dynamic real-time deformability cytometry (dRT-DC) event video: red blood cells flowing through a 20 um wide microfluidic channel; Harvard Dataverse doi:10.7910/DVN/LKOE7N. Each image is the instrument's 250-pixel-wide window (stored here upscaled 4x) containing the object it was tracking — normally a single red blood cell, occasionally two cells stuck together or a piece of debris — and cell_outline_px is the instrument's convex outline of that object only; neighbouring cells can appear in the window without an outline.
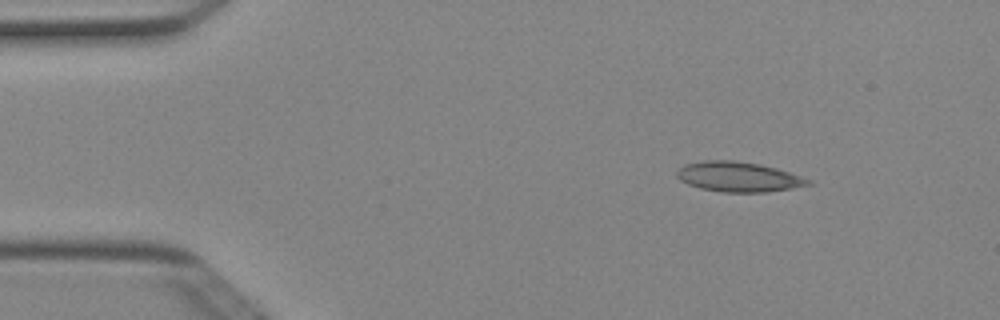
{"species": "Egyptian fruit bat (a non-hibernating species)", "species_latin": "Rousettus aegyptiacus", "temperature_condition": "cold", "stored_images_in_passage": 3, "camera_frame_rate_fps": 3000, "um_per_image_px": 0.085, "animal": {"sex": "female"}, "frame": {"image": 1, "passage_image": 1, "time_ms": 0.0, "image_size_px": [1000, 320], "cell_outline_px": [[812, 184], [792, 188], [768, 192], [720, 192], [700, 188], [688, 184], [680, 180], [676, 176], [676, 172], [684, 164], [704, 160], [732, 160], [760, 164], [776, 168], [812, 180]], "centroid_in_image_um": [62.75, 15.03], "position_along_channel_um": 22.3, "area_um2": 22.95}}